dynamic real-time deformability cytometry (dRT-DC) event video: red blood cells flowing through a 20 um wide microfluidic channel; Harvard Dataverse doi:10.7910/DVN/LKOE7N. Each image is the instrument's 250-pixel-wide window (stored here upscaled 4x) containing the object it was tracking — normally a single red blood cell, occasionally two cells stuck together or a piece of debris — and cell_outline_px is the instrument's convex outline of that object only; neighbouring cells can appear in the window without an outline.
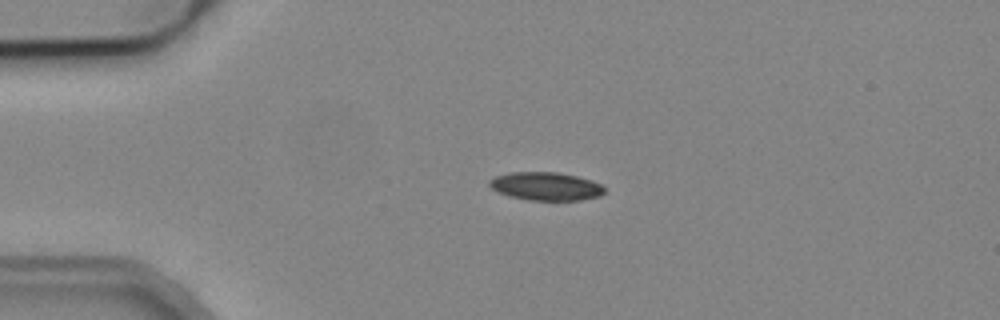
{"species": "common noctule bat (a hibernating species)", "species_latin": "Nyctalus noctula", "temperature_condition": "cold", "stored_images_in_passage": 37, "camera_frame_rate_fps": 3000, "um_per_image_px": 0.085, "animal": {"sex": "male", "body_mass_g": 19.2, "forearm_length_mm": 51.8}, "frame": {"image": 1, "passage_image": 2, "time_ms": 0.333, "image_size_px": [1000, 320], "cell_outline_px": [[604, 192], [600, 196], [580, 200], [528, 200], [508, 196], [492, 188], [488, 184], [488, 180], [496, 176], [508, 172], [556, 172], [576, 176], [592, 180], [600, 184], [604, 188]], "centroid_in_image_um": [46.38, 15.83], "position_along_channel_um": 38.6, "area_um2": 18.9}}
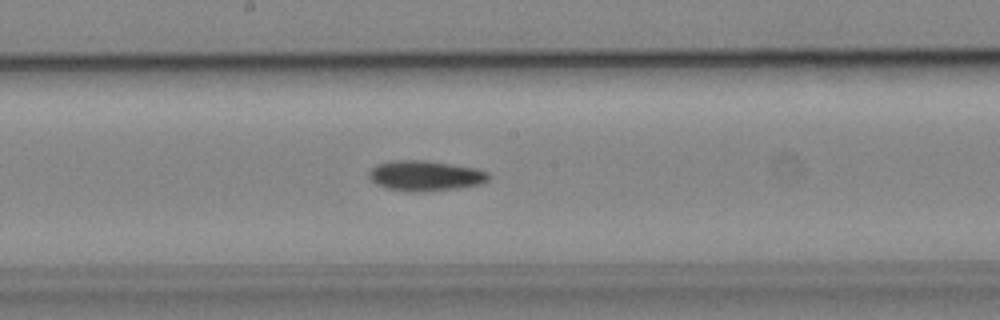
{"frame": {"image": 2, "passage_image": 18, "time_ms": 5.667, "image_size_px": [1000, 320], "cell_outline_px": [[492, 176], [488, 180], [480, 184], [456, 188], [388, 188], [376, 184], [368, 176], [368, 172], [376, 164], [392, 160], [428, 160], [476, 168], [488, 172]], "centroid_in_image_um": [36.18, 14.86], "position_along_channel_um": 212.0, "area_um2": 20.11}}
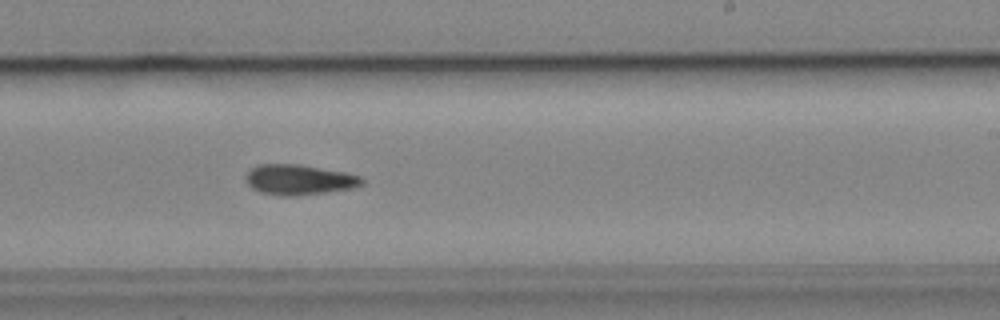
{"frame": {"image": 3, "passage_image": 22, "time_ms": 7.0, "image_size_px": [1000, 320], "cell_outline_px": [[364, 184], [352, 188], [296, 196], [280, 196], [260, 192], [252, 188], [244, 180], [244, 176], [252, 168], [260, 164], [300, 164], [348, 172], [360, 176], [364, 180]], "centroid_in_image_um": [25.42, 15.27], "position_along_channel_um": 263.6, "area_um2": 20.69}}